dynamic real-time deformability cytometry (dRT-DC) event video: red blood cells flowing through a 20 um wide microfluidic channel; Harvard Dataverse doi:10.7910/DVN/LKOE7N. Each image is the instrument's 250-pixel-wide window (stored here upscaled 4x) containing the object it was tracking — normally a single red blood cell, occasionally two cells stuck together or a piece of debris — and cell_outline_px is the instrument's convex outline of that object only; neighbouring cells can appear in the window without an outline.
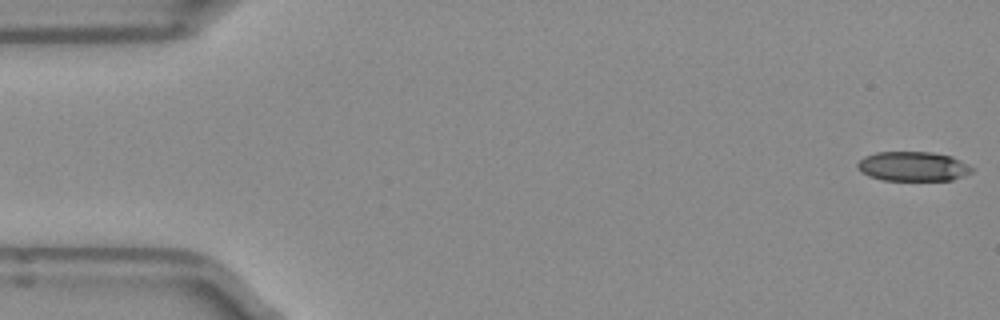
{"species": "Egyptian fruit bat (a non-hibernating species)", "species_latin": "Rousettus aegyptiacus", "temperature_condition": "room temperature", "stored_images_in_passage": 9, "camera_frame_rate_fps": 3000, "um_per_image_px": 0.085, "frame": {"image": 1, "passage_image": 1, "time_ms": 0.0, "image_size_px": [1000, 320], "cell_outline_px": [[972, 172], [964, 176], [952, 180], [884, 180], [868, 176], [860, 172], [856, 168], [856, 164], [864, 156], [876, 152], [932, 152], [952, 156], [968, 164], [972, 168]], "centroid_in_image_um": [77.58, 14.14], "position_along_channel_um": 7.4, "area_um2": 19.83}}